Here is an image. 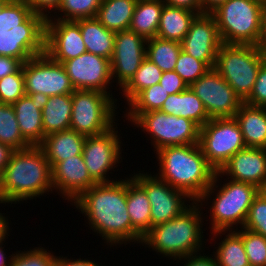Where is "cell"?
Returning <instances> with one entry per match:
<instances>
[{"label": "cell", "mask_w": 266, "mask_h": 266, "mask_svg": "<svg viewBox=\"0 0 266 266\" xmlns=\"http://www.w3.org/2000/svg\"><path fill=\"white\" fill-rule=\"evenodd\" d=\"M126 199L127 178H124L111 183L95 184L71 205L85 215L90 230L97 236H102L108 247L122 244L126 246L133 242L140 245L142 237L132 228Z\"/></svg>", "instance_id": "6da1fadb"}, {"label": "cell", "mask_w": 266, "mask_h": 266, "mask_svg": "<svg viewBox=\"0 0 266 266\" xmlns=\"http://www.w3.org/2000/svg\"><path fill=\"white\" fill-rule=\"evenodd\" d=\"M52 169L40 146L14 150L0 174V204H18L53 193Z\"/></svg>", "instance_id": "7a4b0ae2"}, {"label": "cell", "mask_w": 266, "mask_h": 266, "mask_svg": "<svg viewBox=\"0 0 266 266\" xmlns=\"http://www.w3.org/2000/svg\"><path fill=\"white\" fill-rule=\"evenodd\" d=\"M46 19L26 0H0V55L22 63L45 53Z\"/></svg>", "instance_id": "3957f363"}, {"label": "cell", "mask_w": 266, "mask_h": 266, "mask_svg": "<svg viewBox=\"0 0 266 266\" xmlns=\"http://www.w3.org/2000/svg\"><path fill=\"white\" fill-rule=\"evenodd\" d=\"M156 153V176L174 189L198 201L211 186L216 170L208 163L199 144L168 146Z\"/></svg>", "instance_id": "277c9868"}, {"label": "cell", "mask_w": 266, "mask_h": 266, "mask_svg": "<svg viewBox=\"0 0 266 266\" xmlns=\"http://www.w3.org/2000/svg\"><path fill=\"white\" fill-rule=\"evenodd\" d=\"M199 202L190 206L175 218L152 227L142 238L140 245L174 261L203 252L205 214ZM204 216V218H203ZM203 229V230H202Z\"/></svg>", "instance_id": "5b68a950"}, {"label": "cell", "mask_w": 266, "mask_h": 266, "mask_svg": "<svg viewBox=\"0 0 266 266\" xmlns=\"http://www.w3.org/2000/svg\"><path fill=\"white\" fill-rule=\"evenodd\" d=\"M222 178L223 174L220 171H216L211 186L197 201L202 207L208 204V208L206 209L210 211V233L243 228L250 206L254 198L261 191L252 184L238 182L228 178H224V183ZM208 200H210V202H208ZM209 203L212 204L210 205Z\"/></svg>", "instance_id": "8992f818"}, {"label": "cell", "mask_w": 266, "mask_h": 266, "mask_svg": "<svg viewBox=\"0 0 266 266\" xmlns=\"http://www.w3.org/2000/svg\"><path fill=\"white\" fill-rule=\"evenodd\" d=\"M211 14L222 43L254 46L258 43L264 14L259 0H227Z\"/></svg>", "instance_id": "52a82bcc"}, {"label": "cell", "mask_w": 266, "mask_h": 266, "mask_svg": "<svg viewBox=\"0 0 266 266\" xmlns=\"http://www.w3.org/2000/svg\"><path fill=\"white\" fill-rule=\"evenodd\" d=\"M266 56L254 45L222 43L214 69L244 101L251 93Z\"/></svg>", "instance_id": "ba28073f"}, {"label": "cell", "mask_w": 266, "mask_h": 266, "mask_svg": "<svg viewBox=\"0 0 266 266\" xmlns=\"http://www.w3.org/2000/svg\"><path fill=\"white\" fill-rule=\"evenodd\" d=\"M118 99L95 90L72 93L70 129L84 136H96L118 124ZM117 118V119H116Z\"/></svg>", "instance_id": "9c48e42d"}, {"label": "cell", "mask_w": 266, "mask_h": 266, "mask_svg": "<svg viewBox=\"0 0 266 266\" xmlns=\"http://www.w3.org/2000/svg\"><path fill=\"white\" fill-rule=\"evenodd\" d=\"M131 125L150 135L154 153L168 146L199 144L200 127L196 123L161 110L141 113Z\"/></svg>", "instance_id": "30bf717a"}, {"label": "cell", "mask_w": 266, "mask_h": 266, "mask_svg": "<svg viewBox=\"0 0 266 266\" xmlns=\"http://www.w3.org/2000/svg\"><path fill=\"white\" fill-rule=\"evenodd\" d=\"M199 145L216 171H220L238 151L246 148L235 118L210 119L200 128Z\"/></svg>", "instance_id": "8fae6325"}, {"label": "cell", "mask_w": 266, "mask_h": 266, "mask_svg": "<svg viewBox=\"0 0 266 266\" xmlns=\"http://www.w3.org/2000/svg\"><path fill=\"white\" fill-rule=\"evenodd\" d=\"M23 75L25 95L41 100L75 91L63 64L52 60L46 53L23 63Z\"/></svg>", "instance_id": "7c38bea8"}, {"label": "cell", "mask_w": 266, "mask_h": 266, "mask_svg": "<svg viewBox=\"0 0 266 266\" xmlns=\"http://www.w3.org/2000/svg\"><path fill=\"white\" fill-rule=\"evenodd\" d=\"M117 129L116 124L105 133L85 138L82 155L90 177L97 184L116 181L110 178L109 174H114L110 171L115 172L114 168L124 159L122 136Z\"/></svg>", "instance_id": "4fadbf2b"}, {"label": "cell", "mask_w": 266, "mask_h": 266, "mask_svg": "<svg viewBox=\"0 0 266 266\" xmlns=\"http://www.w3.org/2000/svg\"><path fill=\"white\" fill-rule=\"evenodd\" d=\"M142 171L131 174V177L145 190L150 201L151 228L175 218L190 206V201H194L185 192L174 189L161 180L155 173L152 175L151 172L149 174Z\"/></svg>", "instance_id": "5bb4252c"}, {"label": "cell", "mask_w": 266, "mask_h": 266, "mask_svg": "<svg viewBox=\"0 0 266 266\" xmlns=\"http://www.w3.org/2000/svg\"><path fill=\"white\" fill-rule=\"evenodd\" d=\"M189 87L202 101L210 119L234 118L243 103V100L214 68L208 69Z\"/></svg>", "instance_id": "9a60e30c"}, {"label": "cell", "mask_w": 266, "mask_h": 266, "mask_svg": "<svg viewBox=\"0 0 266 266\" xmlns=\"http://www.w3.org/2000/svg\"><path fill=\"white\" fill-rule=\"evenodd\" d=\"M62 64L75 90L101 91L113 97L109 59L85 52Z\"/></svg>", "instance_id": "2e32d148"}, {"label": "cell", "mask_w": 266, "mask_h": 266, "mask_svg": "<svg viewBox=\"0 0 266 266\" xmlns=\"http://www.w3.org/2000/svg\"><path fill=\"white\" fill-rule=\"evenodd\" d=\"M146 44L147 39L129 29L115 33L110 64L112 81L117 83V87L120 86L119 91L130 81L146 58Z\"/></svg>", "instance_id": "e0dca14e"}, {"label": "cell", "mask_w": 266, "mask_h": 266, "mask_svg": "<svg viewBox=\"0 0 266 266\" xmlns=\"http://www.w3.org/2000/svg\"><path fill=\"white\" fill-rule=\"evenodd\" d=\"M222 42L212 14H198L181 42L182 51L214 68Z\"/></svg>", "instance_id": "ac0fdd59"}, {"label": "cell", "mask_w": 266, "mask_h": 266, "mask_svg": "<svg viewBox=\"0 0 266 266\" xmlns=\"http://www.w3.org/2000/svg\"><path fill=\"white\" fill-rule=\"evenodd\" d=\"M87 52L76 21L46 19L45 53L54 61H64Z\"/></svg>", "instance_id": "d6986e66"}, {"label": "cell", "mask_w": 266, "mask_h": 266, "mask_svg": "<svg viewBox=\"0 0 266 266\" xmlns=\"http://www.w3.org/2000/svg\"><path fill=\"white\" fill-rule=\"evenodd\" d=\"M95 184L97 183L90 177L82 154L58 162L52 168L53 189L70 204Z\"/></svg>", "instance_id": "ffe728a7"}, {"label": "cell", "mask_w": 266, "mask_h": 266, "mask_svg": "<svg viewBox=\"0 0 266 266\" xmlns=\"http://www.w3.org/2000/svg\"><path fill=\"white\" fill-rule=\"evenodd\" d=\"M220 172L228 179L252 184L262 191L266 185V148L246 147L238 151Z\"/></svg>", "instance_id": "44dd1931"}, {"label": "cell", "mask_w": 266, "mask_h": 266, "mask_svg": "<svg viewBox=\"0 0 266 266\" xmlns=\"http://www.w3.org/2000/svg\"><path fill=\"white\" fill-rule=\"evenodd\" d=\"M19 130L31 146H39L44 138L41 99L24 95L12 104Z\"/></svg>", "instance_id": "7402d4cb"}, {"label": "cell", "mask_w": 266, "mask_h": 266, "mask_svg": "<svg viewBox=\"0 0 266 266\" xmlns=\"http://www.w3.org/2000/svg\"><path fill=\"white\" fill-rule=\"evenodd\" d=\"M86 136L72 129L46 135L39 145L45 152L51 169L58 163L77 155H81Z\"/></svg>", "instance_id": "603a6c76"}, {"label": "cell", "mask_w": 266, "mask_h": 266, "mask_svg": "<svg viewBox=\"0 0 266 266\" xmlns=\"http://www.w3.org/2000/svg\"><path fill=\"white\" fill-rule=\"evenodd\" d=\"M246 147L266 148V107L243 102L234 116Z\"/></svg>", "instance_id": "cb8c5ba5"}, {"label": "cell", "mask_w": 266, "mask_h": 266, "mask_svg": "<svg viewBox=\"0 0 266 266\" xmlns=\"http://www.w3.org/2000/svg\"><path fill=\"white\" fill-rule=\"evenodd\" d=\"M160 110L166 114L190 119L200 128L210 120L202 101L190 87L180 93L169 95Z\"/></svg>", "instance_id": "d4e9b609"}, {"label": "cell", "mask_w": 266, "mask_h": 266, "mask_svg": "<svg viewBox=\"0 0 266 266\" xmlns=\"http://www.w3.org/2000/svg\"><path fill=\"white\" fill-rule=\"evenodd\" d=\"M44 135L70 129L72 94L54 95L41 100Z\"/></svg>", "instance_id": "484cf974"}, {"label": "cell", "mask_w": 266, "mask_h": 266, "mask_svg": "<svg viewBox=\"0 0 266 266\" xmlns=\"http://www.w3.org/2000/svg\"><path fill=\"white\" fill-rule=\"evenodd\" d=\"M76 22L80 25L87 52L110 60L114 50L115 32L106 29L96 17L79 19Z\"/></svg>", "instance_id": "4316f807"}, {"label": "cell", "mask_w": 266, "mask_h": 266, "mask_svg": "<svg viewBox=\"0 0 266 266\" xmlns=\"http://www.w3.org/2000/svg\"><path fill=\"white\" fill-rule=\"evenodd\" d=\"M126 202L132 228L143 238L151 229L150 201L145 190L131 175L127 177Z\"/></svg>", "instance_id": "83f0119b"}, {"label": "cell", "mask_w": 266, "mask_h": 266, "mask_svg": "<svg viewBox=\"0 0 266 266\" xmlns=\"http://www.w3.org/2000/svg\"><path fill=\"white\" fill-rule=\"evenodd\" d=\"M197 15L196 12L165 4L156 37L181 43Z\"/></svg>", "instance_id": "f1b7e54d"}, {"label": "cell", "mask_w": 266, "mask_h": 266, "mask_svg": "<svg viewBox=\"0 0 266 266\" xmlns=\"http://www.w3.org/2000/svg\"><path fill=\"white\" fill-rule=\"evenodd\" d=\"M210 234L213 235L211 241L225 235L221 242H214L218 246L214 247L216 252L213 251L212 255L215 256L218 266H250L242 237L235 230L215 231Z\"/></svg>", "instance_id": "f546056e"}, {"label": "cell", "mask_w": 266, "mask_h": 266, "mask_svg": "<svg viewBox=\"0 0 266 266\" xmlns=\"http://www.w3.org/2000/svg\"><path fill=\"white\" fill-rule=\"evenodd\" d=\"M164 5L162 0H138L129 30L145 39L156 37Z\"/></svg>", "instance_id": "4dcf8cb0"}, {"label": "cell", "mask_w": 266, "mask_h": 266, "mask_svg": "<svg viewBox=\"0 0 266 266\" xmlns=\"http://www.w3.org/2000/svg\"><path fill=\"white\" fill-rule=\"evenodd\" d=\"M138 0H102L96 18L108 30H128Z\"/></svg>", "instance_id": "1f68e13d"}, {"label": "cell", "mask_w": 266, "mask_h": 266, "mask_svg": "<svg viewBox=\"0 0 266 266\" xmlns=\"http://www.w3.org/2000/svg\"><path fill=\"white\" fill-rule=\"evenodd\" d=\"M181 50L179 42L154 37L147 39L146 58L155 63L162 72L174 71Z\"/></svg>", "instance_id": "d6a6232c"}, {"label": "cell", "mask_w": 266, "mask_h": 266, "mask_svg": "<svg viewBox=\"0 0 266 266\" xmlns=\"http://www.w3.org/2000/svg\"><path fill=\"white\" fill-rule=\"evenodd\" d=\"M169 96L168 92L158 83L145 90H142L127 106L125 107L124 118L132 123L141 113L160 110L164 101Z\"/></svg>", "instance_id": "836d02e7"}, {"label": "cell", "mask_w": 266, "mask_h": 266, "mask_svg": "<svg viewBox=\"0 0 266 266\" xmlns=\"http://www.w3.org/2000/svg\"><path fill=\"white\" fill-rule=\"evenodd\" d=\"M162 70L148 58H145L130 81L121 89L125 104H129L142 90L159 83Z\"/></svg>", "instance_id": "e575fe53"}, {"label": "cell", "mask_w": 266, "mask_h": 266, "mask_svg": "<svg viewBox=\"0 0 266 266\" xmlns=\"http://www.w3.org/2000/svg\"><path fill=\"white\" fill-rule=\"evenodd\" d=\"M0 143L13 150L31 146L21 135L15 110L10 104L0 103Z\"/></svg>", "instance_id": "d590c367"}, {"label": "cell", "mask_w": 266, "mask_h": 266, "mask_svg": "<svg viewBox=\"0 0 266 266\" xmlns=\"http://www.w3.org/2000/svg\"><path fill=\"white\" fill-rule=\"evenodd\" d=\"M101 2L102 0H62L56 13L48 19L76 21L95 18Z\"/></svg>", "instance_id": "8d00e7d4"}, {"label": "cell", "mask_w": 266, "mask_h": 266, "mask_svg": "<svg viewBox=\"0 0 266 266\" xmlns=\"http://www.w3.org/2000/svg\"><path fill=\"white\" fill-rule=\"evenodd\" d=\"M235 231L242 237L250 266H266V238L245 228Z\"/></svg>", "instance_id": "74e56055"}, {"label": "cell", "mask_w": 266, "mask_h": 266, "mask_svg": "<svg viewBox=\"0 0 266 266\" xmlns=\"http://www.w3.org/2000/svg\"><path fill=\"white\" fill-rule=\"evenodd\" d=\"M42 246L12 252L10 266H54L56 255Z\"/></svg>", "instance_id": "f35d334b"}, {"label": "cell", "mask_w": 266, "mask_h": 266, "mask_svg": "<svg viewBox=\"0 0 266 266\" xmlns=\"http://www.w3.org/2000/svg\"><path fill=\"white\" fill-rule=\"evenodd\" d=\"M210 69L203 61L181 50L174 71L179 74L188 87Z\"/></svg>", "instance_id": "ab89813d"}, {"label": "cell", "mask_w": 266, "mask_h": 266, "mask_svg": "<svg viewBox=\"0 0 266 266\" xmlns=\"http://www.w3.org/2000/svg\"><path fill=\"white\" fill-rule=\"evenodd\" d=\"M23 64L13 74L0 79V103H15L19 98L25 95Z\"/></svg>", "instance_id": "60d3db41"}, {"label": "cell", "mask_w": 266, "mask_h": 266, "mask_svg": "<svg viewBox=\"0 0 266 266\" xmlns=\"http://www.w3.org/2000/svg\"><path fill=\"white\" fill-rule=\"evenodd\" d=\"M243 228L266 238V195L263 191L254 198Z\"/></svg>", "instance_id": "b9f144b4"}, {"label": "cell", "mask_w": 266, "mask_h": 266, "mask_svg": "<svg viewBox=\"0 0 266 266\" xmlns=\"http://www.w3.org/2000/svg\"><path fill=\"white\" fill-rule=\"evenodd\" d=\"M243 102L252 106L266 107V60L258 70L250 95Z\"/></svg>", "instance_id": "7bdbcfd3"}, {"label": "cell", "mask_w": 266, "mask_h": 266, "mask_svg": "<svg viewBox=\"0 0 266 266\" xmlns=\"http://www.w3.org/2000/svg\"><path fill=\"white\" fill-rule=\"evenodd\" d=\"M159 84L168 92L169 95L184 91L188 85L182 80L175 71L162 73Z\"/></svg>", "instance_id": "ee69618b"}, {"label": "cell", "mask_w": 266, "mask_h": 266, "mask_svg": "<svg viewBox=\"0 0 266 266\" xmlns=\"http://www.w3.org/2000/svg\"><path fill=\"white\" fill-rule=\"evenodd\" d=\"M26 1L33 13L41 15L45 19H48L51 18V15L53 16V13L54 14L56 13L62 0H26Z\"/></svg>", "instance_id": "f6af8a7d"}, {"label": "cell", "mask_w": 266, "mask_h": 266, "mask_svg": "<svg viewBox=\"0 0 266 266\" xmlns=\"http://www.w3.org/2000/svg\"><path fill=\"white\" fill-rule=\"evenodd\" d=\"M202 254L200 252L198 254L188 255L180 259H177V261L178 263L180 262L182 264L185 262L183 266H218L214 255L213 256L212 254L211 256L208 254L206 255V253L204 254V252ZM182 260L184 262H181Z\"/></svg>", "instance_id": "bcb514c9"}, {"label": "cell", "mask_w": 266, "mask_h": 266, "mask_svg": "<svg viewBox=\"0 0 266 266\" xmlns=\"http://www.w3.org/2000/svg\"><path fill=\"white\" fill-rule=\"evenodd\" d=\"M22 64L17 58L0 55V79L15 73Z\"/></svg>", "instance_id": "7dc6e473"}, {"label": "cell", "mask_w": 266, "mask_h": 266, "mask_svg": "<svg viewBox=\"0 0 266 266\" xmlns=\"http://www.w3.org/2000/svg\"><path fill=\"white\" fill-rule=\"evenodd\" d=\"M54 266H101L94 260H88L87 258L69 259L67 256H56ZM103 266V265H102Z\"/></svg>", "instance_id": "c3c4849f"}, {"label": "cell", "mask_w": 266, "mask_h": 266, "mask_svg": "<svg viewBox=\"0 0 266 266\" xmlns=\"http://www.w3.org/2000/svg\"><path fill=\"white\" fill-rule=\"evenodd\" d=\"M163 2L170 6L184 8L202 14L201 0H163Z\"/></svg>", "instance_id": "681fc988"}, {"label": "cell", "mask_w": 266, "mask_h": 266, "mask_svg": "<svg viewBox=\"0 0 266 266\" xmlns=\"http://www.w3.org/2000/svg\"><path fill=\"white\" fill-rule=\"evenodd\" d=\"M13 152L14 150L11 147L0 143V174L8 164Z\"/></svg>", "instance_id": "f907efd6"}, {"label": "cell", "mask_w": 266, "mask_h": 266, "mask_svg": "<svg viewBox=\"0 0 266 266\" xmlns=\"http://www.w3.org/2000/svg\"><path fill=\"white\" fill-rule=\"evenodd\" d=\"M256 47L266 56V6H264L261 34Z\"/></svg>", "instance_id": "816d5d0a"}, {"label": "cell", "mask_w": 266, "mask_h": 266, "mask_svg": "<svg viewBox=\"0 0 266 266\" xmlns=\"http://www.w3.org/2000/svg\"><path fill=\"white\" fill-rule=\"evenodd\" d=\"M227 0H201L202 13L211 14L220 5L224 4Z\"/></svg>", "instance_id": "f5cc1de1"}, {"label": "cell", "mask_w": 266, "mask_h": 266, "mask_svg": "<svg viewBox=\"0 0 266 266\" xmlns=\"http://www.w3.org/2000/svg\"><path fill=\"white\" fill-rule=\"evenodd\" d=\"M5 215L4 213H1L0 212V241H2L8 234H10L9 230H12L10 229L9 227V219H8V216H3Z\"/></svg>", "instance_id": "db71d44e"}, {"label": "cell", "mask_w": 266, "mask_h": 266, "mask_svg": "<svg viewBox=\"0 0 266 266\" xmlns=\"http://www.w3.org/2000/svg\"><path fill=\"white\" fill-rule=\"evenodd\" d=\"M8 236L10 235L8 234L2 241H0V266H10L12 255L10 254L9 256H7V252L3 247L4 243L6 242L5 240L8 238Z\"/></svg>", "instance_id": "11a10c76"}, {"label": "cell", "mask_w": 266, "mask_h": 266, "mask_svg": "<svg viewBox=\"0 0 266 266\" xmlns=\"http://www.w3.org/2000/svg\"><path fill=\"white\" fill-rule=\"evenodd\" d=\"M259 2H260L263 6H266V0H259Z\"/></svg>", "instance_id": "9f6ffc18"}, {"label": "cell", "mask_w": 266, "mask_h": 266, "mask_svg": "<svg viewBox=\"0 0 266 266\" xmlns=\"http://www.w3.org/2000/svg\"><path fill=\"white\" fill-rule=\"evenodd\" d=\"M264 193H265V195H266V185H265V187H264V189L262 190Z\"/></svg>", "instance_id": "6f0895ef"}]
</instances>
